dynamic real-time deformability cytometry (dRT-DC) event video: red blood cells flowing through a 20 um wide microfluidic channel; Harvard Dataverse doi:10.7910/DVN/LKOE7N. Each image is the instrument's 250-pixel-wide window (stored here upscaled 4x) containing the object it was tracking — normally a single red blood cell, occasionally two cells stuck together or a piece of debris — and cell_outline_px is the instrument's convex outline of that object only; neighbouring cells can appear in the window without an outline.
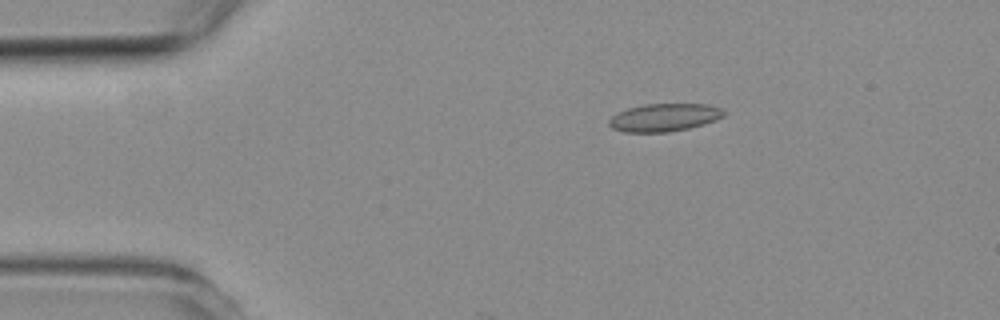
{"species": "common noctule bat (a hibernating species)", "species_latin": "Nyctalus noctula", "temperature_condition": "room temperature", "stored_images_in_passage": 5, "camera_frame_rate_fps": 3000, "um_per_image_px": 0.085, "animal": {"sex": "female", "body_mass_g": 19.3, "forearm_length_mm": 54.1}, "frame": {"image": 1, "passage_image": 3, "time_ms": 2.333, "image_size_px": [1000, 320], "cell_outline_px": [[728, 112], [724, 116], [716, 120], [704, 124], [688, 128], [668, 132], [624, 132], [612, 128], [608, 124], [608, 120], [612, 116], [628, 108], [644, 104], [708, 104], [724, 108]], "centroid_in_image_um": [56.51, 9.98], "position_along_channel_um": 28.5, "area_um2": 18.79}}